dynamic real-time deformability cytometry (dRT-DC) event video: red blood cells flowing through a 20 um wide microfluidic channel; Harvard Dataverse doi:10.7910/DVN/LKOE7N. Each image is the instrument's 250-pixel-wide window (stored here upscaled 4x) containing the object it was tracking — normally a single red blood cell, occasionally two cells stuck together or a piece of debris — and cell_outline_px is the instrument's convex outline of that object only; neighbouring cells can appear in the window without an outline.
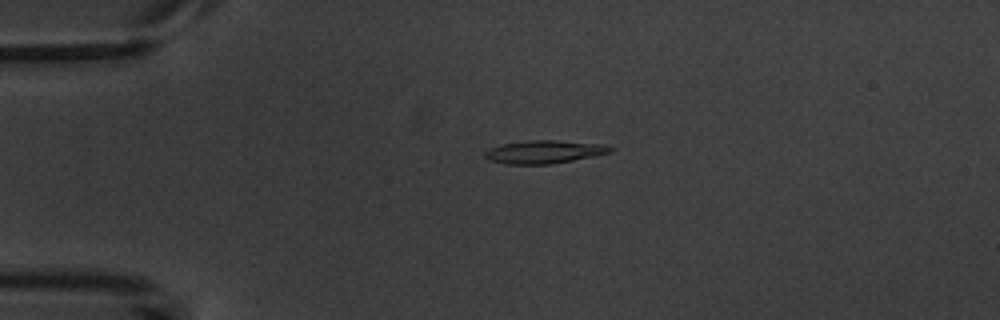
{"species": "common noctule bat (a hibernating species)", "species_latin": "Nyctalus noctula", "temperature_condition": "warm", "stored_images_in_passage": 4, "camera_frame_rate_fps": 3000, "um_per_image_px": 0.085, "animal": {"sex": "male", "body_mass_g": 20.1, "forearm_length_mm": 53.5}, "frame": {"image": 1, "passage_image": 3, "time_ms": 2.333, "image_size_px": [1000, 320], "cell_outline_px": [[616, 148], [612, 152], [596, 156], [552, 164], [508, 164], [488, 160], [484, 156], [484, 152], [488, 148], [504, 144], [528, 140], [556, 140], [600, 144]], "centroid_in_image_um": [46.27, 12.91], "position_along_channel_um": 38.7, "area_um2": 16.94}}